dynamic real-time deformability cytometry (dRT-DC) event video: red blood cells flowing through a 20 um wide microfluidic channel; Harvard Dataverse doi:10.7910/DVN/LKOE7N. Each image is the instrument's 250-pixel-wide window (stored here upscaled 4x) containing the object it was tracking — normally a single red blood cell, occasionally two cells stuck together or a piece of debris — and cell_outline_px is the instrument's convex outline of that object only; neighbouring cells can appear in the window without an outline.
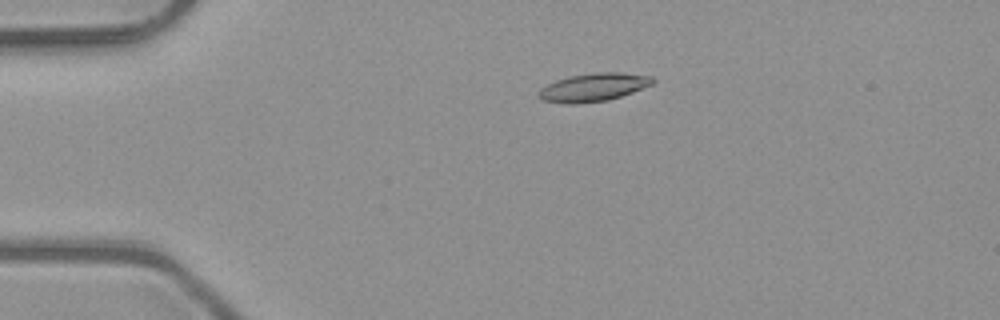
{"species": "common noctule bat (a hibernating species)", "species_latin": "Nyctalus noctula", "temperature_condition": "room temperature", "stored_images_in_passage": 2, "camera_frame_rate_fps": 3000, "um_per_image_px": 0.085, "animal": {"sex": "male", "body_mass_g": 23.1, "forearm_length_mm": 52.7}, "frame": {"image": 1, "passage_image": 1, "time_ms": 0.0, "image_size_px": [1000, 320], "cell_outline_px": [[656, 80], [652, 84], [632, 92], [608, 100], [572, 104], [544, 100], [540, 96], [540, 88], [556, 80], [568, 76], [596, 72], [620, 72], [652, 76]], "centroid_in_image_um": [50.48, 7.4], "position_along_channel_um": 34.5, "area_um2": 18.44}}